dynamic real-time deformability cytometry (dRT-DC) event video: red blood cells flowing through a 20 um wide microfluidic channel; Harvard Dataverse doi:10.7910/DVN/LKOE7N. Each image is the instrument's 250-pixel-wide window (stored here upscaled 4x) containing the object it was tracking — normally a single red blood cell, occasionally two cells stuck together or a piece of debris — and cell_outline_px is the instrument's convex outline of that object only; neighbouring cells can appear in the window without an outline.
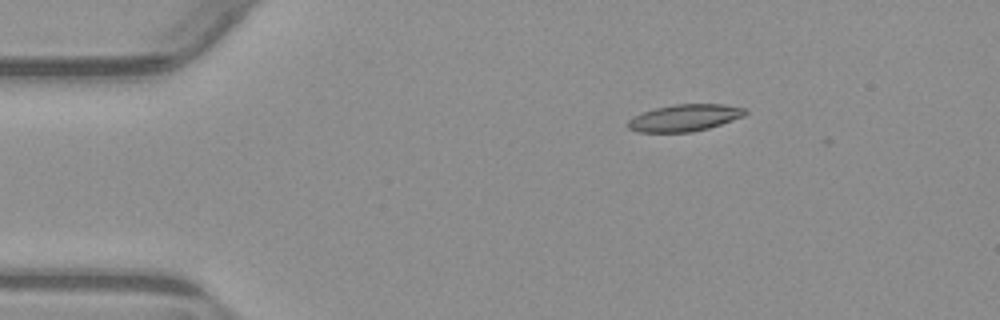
{"species": "common noctule bat (a hibernating species)", "species_latin": "Nyctalus noctula", "temperature_condition": "warm", "stored_images_in_passage": 9, "camera_frame_rate_fps": 3000, "um_per_image_px": 0.085, "animal": {"sex": "male", "body_mass_g": 23.1, "forearm_length_mm": 52.7}, "frame": {"image": 1, "passage_image": 1, "time_ms": 0.0, "image_size_px": [1000, 320], "cell_outline_px": [[748, 112], [744, 116], [708, 128], [692, 132], [636, 132], [628, 128], [628, 120], [644, 112], [656, 108], [676, 104], [724, 104], [744, 108]], "centroid_in_image_um": [58.2, 10.02], "position_along_channel_um": 26.8, "area_um2": 18.15}}